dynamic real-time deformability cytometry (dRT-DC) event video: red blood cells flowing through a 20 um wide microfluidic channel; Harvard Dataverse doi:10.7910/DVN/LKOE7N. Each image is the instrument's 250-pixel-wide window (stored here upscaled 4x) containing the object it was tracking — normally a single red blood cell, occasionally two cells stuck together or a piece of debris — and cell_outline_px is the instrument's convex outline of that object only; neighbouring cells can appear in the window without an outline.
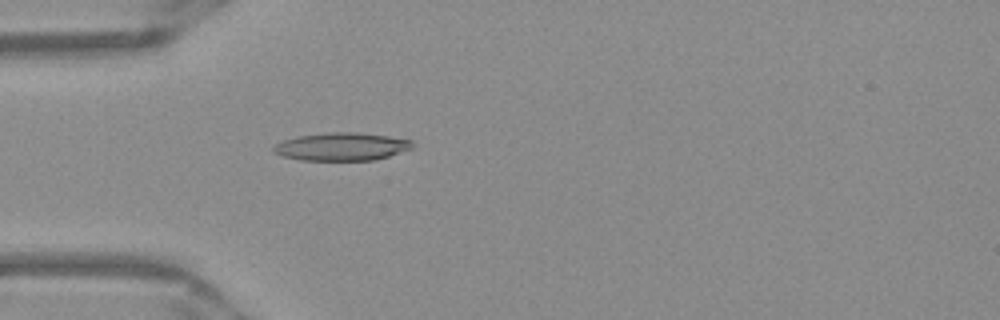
{"species": "Egyptian fruit bat (a non-hibernating species)", "species_latin": "Rousettus aegyptiacus", "temperature_condition": "warm", "stored_images_in_passage": 51, "camera_frame_rate_fps": 3000, "um_per_image_px": 0.085, "frame": {"image": 1, "passage_image": 15, "time_ms": 4.667, "image_size_px": [1000, 320], "cell_outline_px": [[412, 148], [388, 156], [372, 160], [300, 160], [284, 156], [272, 152], [272, 148], [276, 144], [284, 140], [296, 136], [328, 132], [356, 132], [388, 136], [412, 140]], "centroid_in_image_um": [29.0, 12.45], "position_along_channel_um": 56.0, "area_um2": 22.48}}
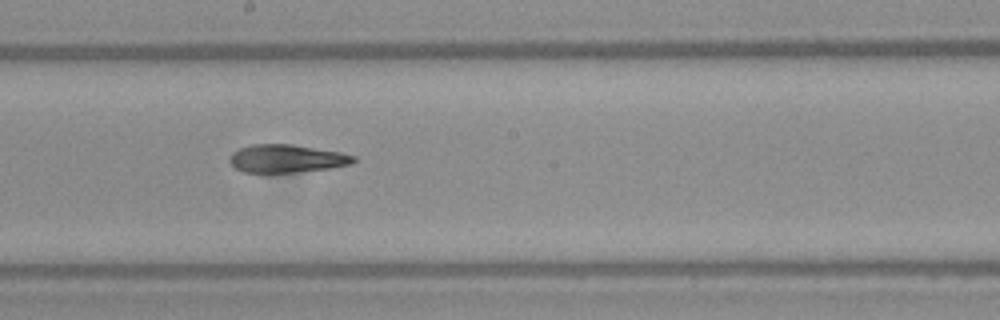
{"frame": {"image": 2, "passage_image": 28, "time_ms": 9.0, "image_size_px": [1000, 320], "cell_outline_px": [[356, 160], [352, 164], [328, 168], [292, 172], [244, 172], [236, 168], [228, 160], [232, 152], [240, 148], [252, 144], [292, 144], [340, 152], [356, 156]], "centroid_in_image_um": [24.36, 13.47], "position_along_channel_um": 223.8, "area_um2": 20.06}}
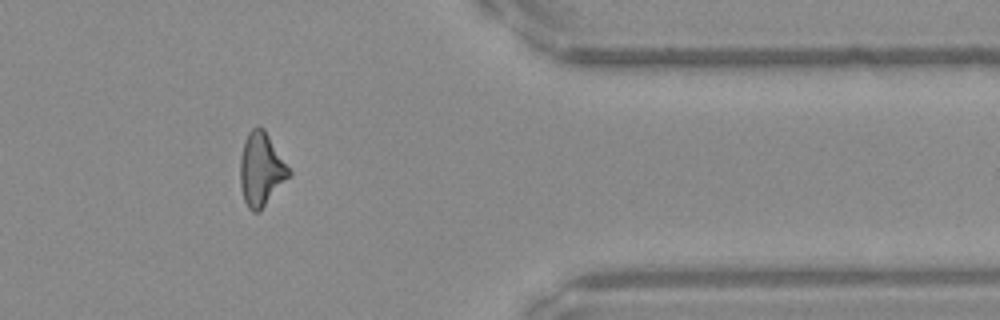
{"frame": {"image": 3, "passage_image": 42, "time_ms": 13.667, "image_size_px": [1000, 320], "cell_outline_px": [[292, 172], [260, 212], [252, 212], [248, 208], [244, 200], [240, 184], [240, 160], [244, 144], [248, 132], [256, 124], [260, 124], [264, 128]], "centroid_in_image_um": [22.19, 14.38], "position_along_channel_um": 389.2, "area_um2": 20.81}, "authors_computed_cell_mechanics": {"area_um2": 20.808, "velocity_mm_per_s": 3.9786, "shape_relaxation_time_tau1_ms": null, "shape_relaxation_time_tau2_ms": 4.6966, "deformation_change_tau1": null, "deformation_change_tau2": 0.1689}}